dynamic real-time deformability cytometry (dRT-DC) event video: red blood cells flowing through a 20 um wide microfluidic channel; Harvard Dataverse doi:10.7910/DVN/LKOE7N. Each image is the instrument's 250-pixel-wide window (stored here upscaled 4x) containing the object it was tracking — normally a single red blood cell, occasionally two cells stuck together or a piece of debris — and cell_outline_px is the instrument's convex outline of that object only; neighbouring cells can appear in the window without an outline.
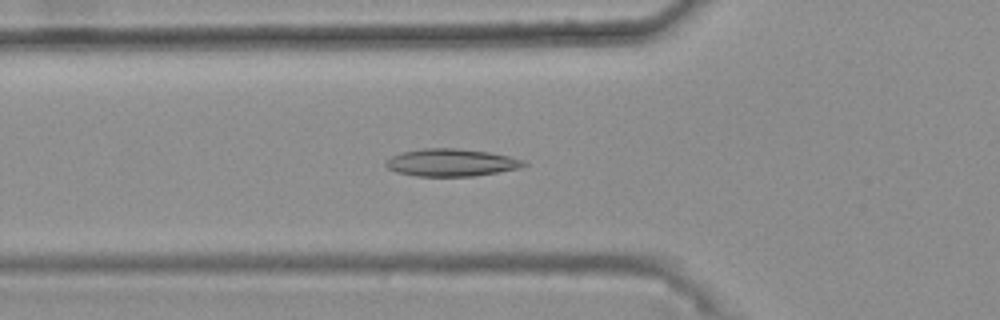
{"species": "common noctule bat (a hibernating species)", "species_latin": "Nyctalus noctula", "temperature_condition": "warm", "stored_images_in_passage": 44, "camera_frame_rate_fps": 3000, "um_per_image_px": 0.085, "animal": {"sex": "female", "body_mass_g": 25.1}, "frame": {"image": 1, "passage_image": 18, "time_ms": 5.667, "image_size_px": [1000, 320], "cell_outline_px": [[528, 164], [520, 168], [472, 176], [416, 176], [396, 172], [388, 168], [384, 164], [392, 156], [404, 152], [424, 148], [456, 148], [488, 152], [508, 156], [524, 160]], "centroid_in_image_um": [38.36, 13.82], "position_along_channel_um": 87.4, "area_um2": 21.85}}
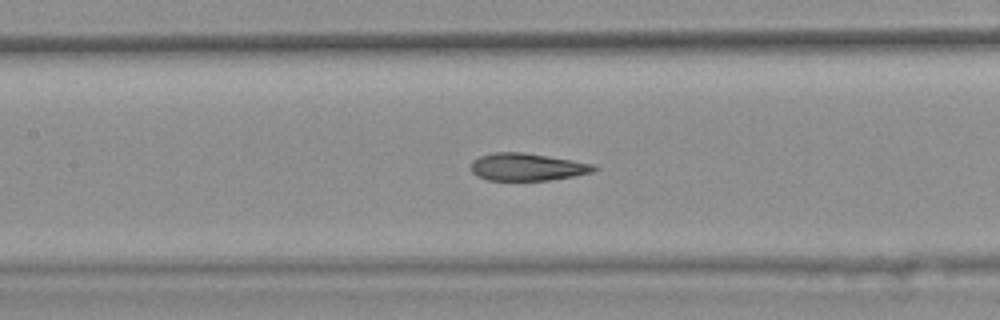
{"frame": {"image": 2, "passage_image": 24, "time_ms": 7.667, "image_size_px": [1000, 320], "cell_outline_px": [[600, 168], [592, 172], [572, 176], [548, 180], [488, 180], [476, 176], [472, 172], [472, 160], [480, 156], [492, 152], [524, 152], [596, 164]], "centroid_in_image_um": [44.82, 14.18], "position_along_channel_um": 162.6, "area_um2": 19.71}}
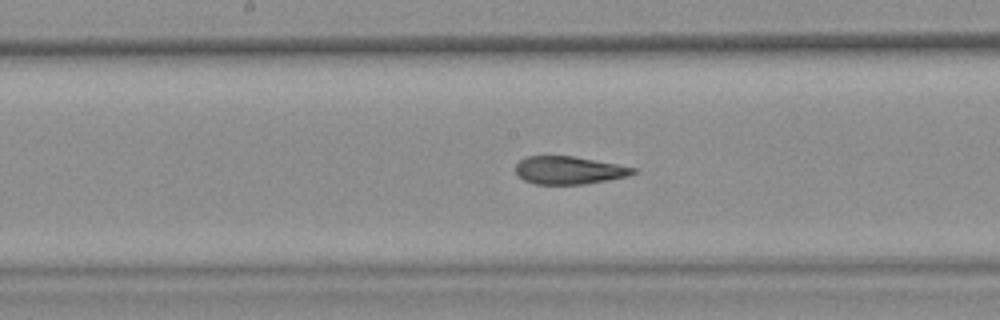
{"frame": {"image": 3, "passage_image": 27, "time_ms": 8.667, "image_size_px": [1000, 320], "cell_outline_px": [[636, 172], [628, 176], [608, 180], [584, 184], [536, 184], [524, 180], [516, 172], [516, 164], [520, 160], [528, 156], [572, 156], [616, 164], [636, 168]], "centroid_in_image_um": [48.36, 14.47], "position_along_channel_um": 199.8, "area_um2": 18.84}, "authors_computed_cell_mechanics": {"area_um2": 20.3745, "velocity_mm_per_s": 3.7407, "shape_relaxation_time_tau1_ms": null, "shape_relaxation_time_tau2_ms": 2.2523, "deformation_change_tau1": null, "deformation_change_tau2": 0.0928}}